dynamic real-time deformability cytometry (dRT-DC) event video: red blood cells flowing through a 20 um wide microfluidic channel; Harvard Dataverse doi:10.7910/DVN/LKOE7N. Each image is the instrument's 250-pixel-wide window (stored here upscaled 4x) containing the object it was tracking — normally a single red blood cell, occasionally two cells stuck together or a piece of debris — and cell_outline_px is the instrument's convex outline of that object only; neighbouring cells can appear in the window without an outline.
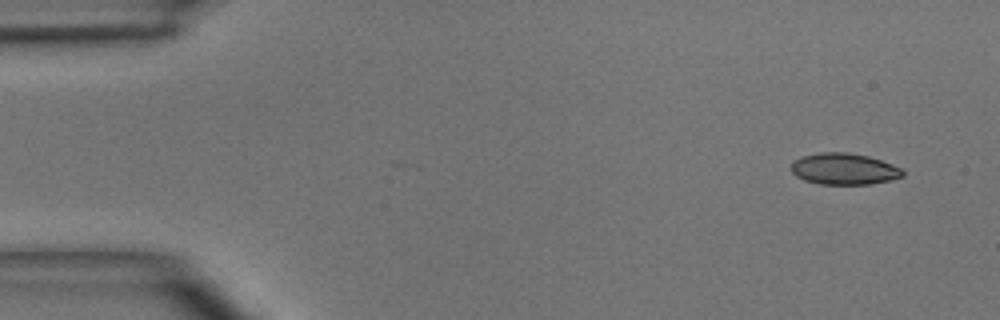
{"species": "common noctule bat (a hibernating species)", "species_latin": "Nyctalus noctula", "temperature_condition": "room temperature", "stored_images_in_passage": 3, "camera_frame_rate_fps": 3000, "um_per_image_px": 0.085, "animal": {"sex": "male", "body_mass_g": 15.6}, "frame": {"image": 1, "passage_image": 1, "time_ms": 0.0, "image_size_px": [1000, 320], "cell_outline_px": [[904, 176], [892, 180], [868, 184], [820, 184], [804, 180], [796, 176], [792, 172], [792, 160], [804, 156], [820, 152], [848, 152], [868, 156], [892, 164], [900, 168], [904, 172]], "centroid_in_image_um": [71.75, 14.36], "position_along_channel_um": 13.3, "area_um2": 20.4}}
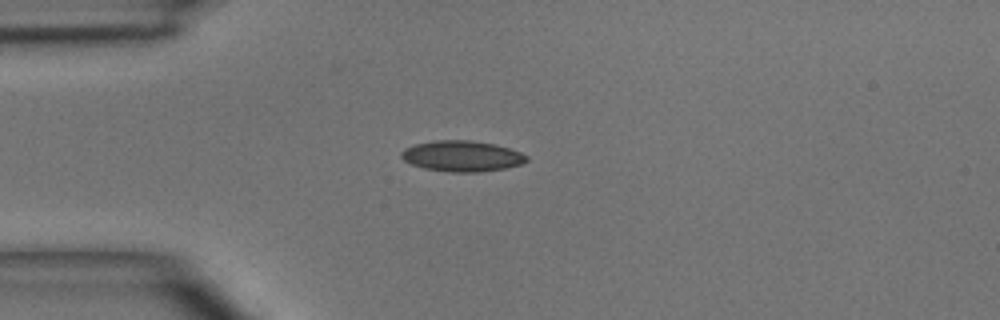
{"frame": {"image": 2, "passage_image": 3, "time_ms": 3.0, "image_size_px": [1000, 320], "cell_outline_px": [[528, 160], [520, 164], [504, 168], [480, 172], [452, 172], [424, 168], [412, 164], [404, 160], [400, 156], [400, 152], [404, 148], [416, 144], [436, 140], [472, 140], [492, 144], [508, 148], [520, 152], [528, 156]], "centroid_in_image_um": [39.24, 13.26], "position_along_channel_um": 45.8, "area_um2": 22.31}}